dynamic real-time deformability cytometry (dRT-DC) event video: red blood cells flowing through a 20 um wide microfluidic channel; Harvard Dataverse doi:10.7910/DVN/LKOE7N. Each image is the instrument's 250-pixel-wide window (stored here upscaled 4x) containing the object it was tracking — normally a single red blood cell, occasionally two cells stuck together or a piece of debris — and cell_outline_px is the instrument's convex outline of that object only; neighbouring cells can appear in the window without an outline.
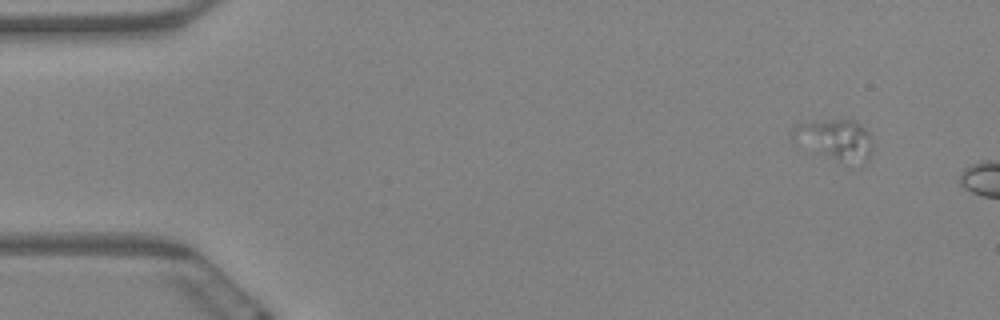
{"species": "Egyptian fruit bat (a non-hibernating species)", "species_latin": "Rousettus aegyptiacus", "temperature_condition": "warm", "stored_images_in_passage": 3, "segment_of_instrument_passage": [1, 2], "camera_frame_rate_fps": 3000, "um_per_image_px": 0.085, "animal": {"sex": "female"}, "frame": {"image": 1, "passage_image": 1, "time_ms": 0.0, "image_size_px": [1000, 320], "cell_outline_px": [[872, 152], [868, 160], [860, 168], [840, 160], [792, 140], [792, 128], [796, 124], [832, 120], [856, 120], [868, 132], [872, 140]], "centroid_in_image_um": [71.1, 11.88], "position_along_channel_um": 13.9, "area_um2": 18.67}}